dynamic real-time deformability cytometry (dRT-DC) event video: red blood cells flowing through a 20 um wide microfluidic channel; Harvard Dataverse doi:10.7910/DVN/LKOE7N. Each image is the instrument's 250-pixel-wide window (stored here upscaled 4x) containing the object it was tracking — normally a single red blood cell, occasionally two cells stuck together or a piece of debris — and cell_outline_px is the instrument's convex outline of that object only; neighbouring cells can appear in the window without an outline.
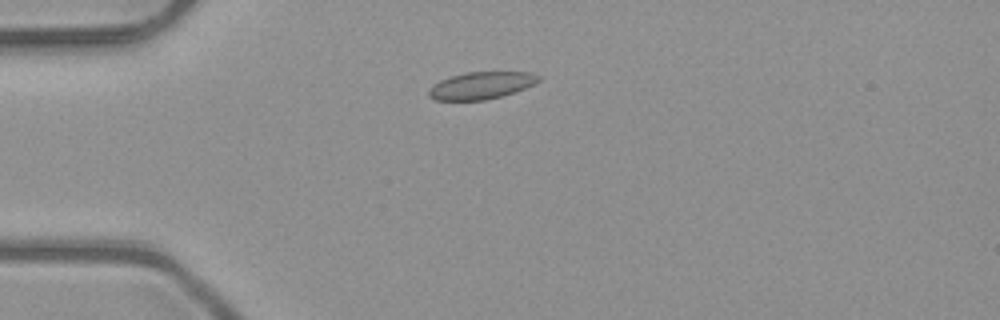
{"species": "common noctule bat (a hibernating species)", "species_latin": "Nyctalus noctula", "temperature_condition": "room temperature", "stored_images_in_passage": 5, "camera_frame_rate_fps": 3000, "um_per_image_px": 0.085, "animal": {"sex": "male", "body_mass_g": 23.1, "forearm_length_mm": 52.7}, "frame": {"image": 1, "passage_image": 3, "time_ms": 0.667, "image_size_px": [1000, 320], "cell_outline_px": [[540, 80], [524, 88], [500, 96], [484, 100], [436, 100], [428, 96], [428, 88], [440, 80], [464, 72], [532, 72], [540, 76]], "centroid_in_image_um": [40.86, 7.25], "position_along_channel_um": 44.1, "area_um2": 17.22}}
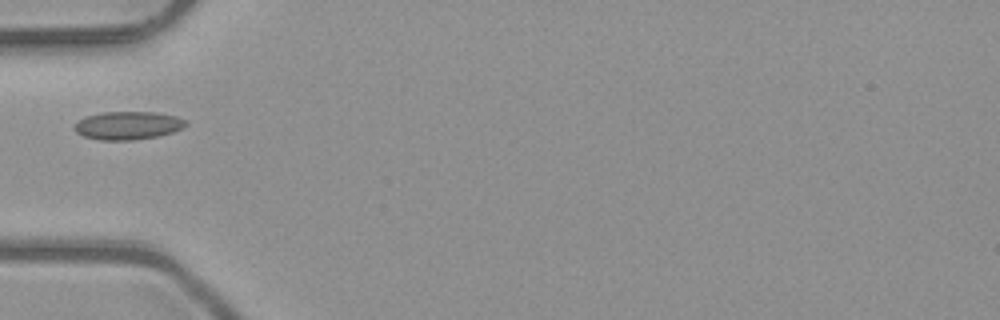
{"frame": {"image": 2, "passage_image": 4, "time_ms": 1.0, "image_size_px": [1000, 320], "cell_outline_px": [[188, 124], [184, 128], [172, 132], [156, 136], [132, 140], [100, 140], [84, 136], [76, 132], [72, 128], [84, 116], [100, 112], [156, 112], [176, 116], [188, 120]], "centroid_in_image_um": [10.89, 10.65], "position_along_channel_um": 74.1, "area_um2": 18.38}}
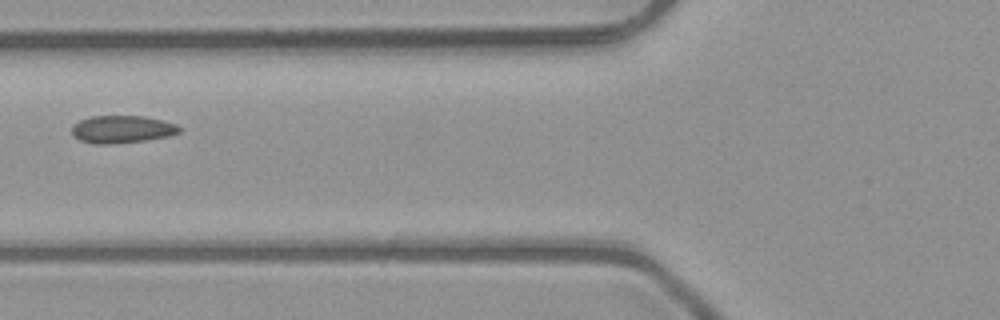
{"frame": {"image": 3, "passage_image": 5, "time_ms": 1.333, "image_size_px": [1000, 320], "cell_outline_px": [[180, 132], [168, 136], [144, 140], [108, 144], [96, 144], [80, 140], [72, 132], [72, 124], [88, 116], [144, 116], [176, 124], [180, 128]], "centroid_in_image_um": [10.34, 10.98], "position_along_channel_um": 115.5, "area_um2": 17.05}}